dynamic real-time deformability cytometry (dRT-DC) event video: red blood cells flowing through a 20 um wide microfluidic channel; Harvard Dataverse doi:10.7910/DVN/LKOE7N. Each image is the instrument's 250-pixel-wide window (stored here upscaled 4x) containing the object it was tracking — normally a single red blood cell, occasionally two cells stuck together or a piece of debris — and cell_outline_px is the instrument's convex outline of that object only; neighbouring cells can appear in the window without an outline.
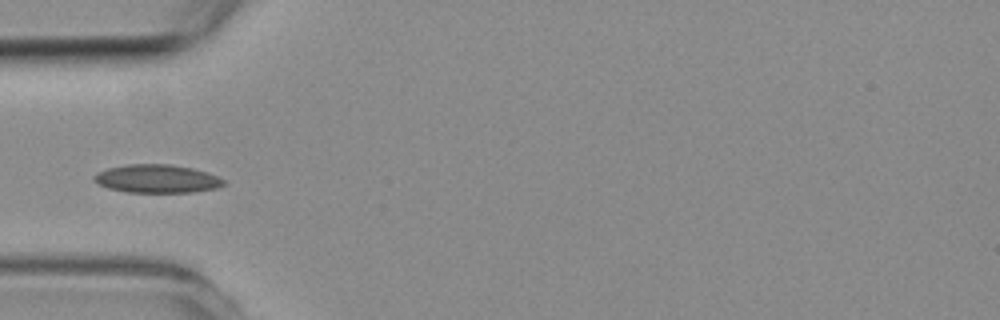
{"species": "common noctule bat (a hibernating species)", "species_latin": "Nyctalus noctula", "temperature_condition": "room temperature", "stored_images_in_passage": 5, "camera_frame_rate_fps": 3000, "um_per_image_px": 0.085, "animal": {"sex": "female", "body_mass_g": 19.3, "forearm_length_mm": 54.1}, "frame": {"image": 1, "passage_image": 4, "time_ms": 3.667, "image_size_px": [1000, 320], "cell_outline_px": [[224, 184], [216, 188], [192, 192], [128, 192], [108, 188], [96, 184], [92, 180], [92, 176], [96, 172], [108, 168], [128, 164], [172, 164], [192, 168], [208, 172], [224, 180]], "centroid_in_image_um": [13.28, 15.18], "position_along_channel_um": 71.7, "area_um2": 21.44}}
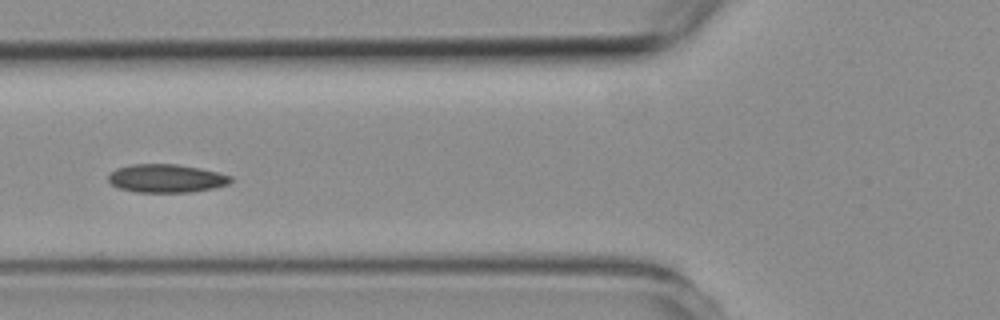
{"frame": {"image": 2, "passage_image": 5, "time_ms": 4.667, "image_size_px": [1000, 320], "cell_outline_px": [[232, 180], [228, 184], [212, 188], [192, 192], [136, 192], [120, 188], [112, 184], [108, 180], [108, 176], [116, 168], [132, 164], [176, 164], [200, 168], [220, 172], [232, 176]], "centroid_in_image_um": [14.15, 15.15], "position_along_channel_um": 111.6, "area_um2": 20.17}}